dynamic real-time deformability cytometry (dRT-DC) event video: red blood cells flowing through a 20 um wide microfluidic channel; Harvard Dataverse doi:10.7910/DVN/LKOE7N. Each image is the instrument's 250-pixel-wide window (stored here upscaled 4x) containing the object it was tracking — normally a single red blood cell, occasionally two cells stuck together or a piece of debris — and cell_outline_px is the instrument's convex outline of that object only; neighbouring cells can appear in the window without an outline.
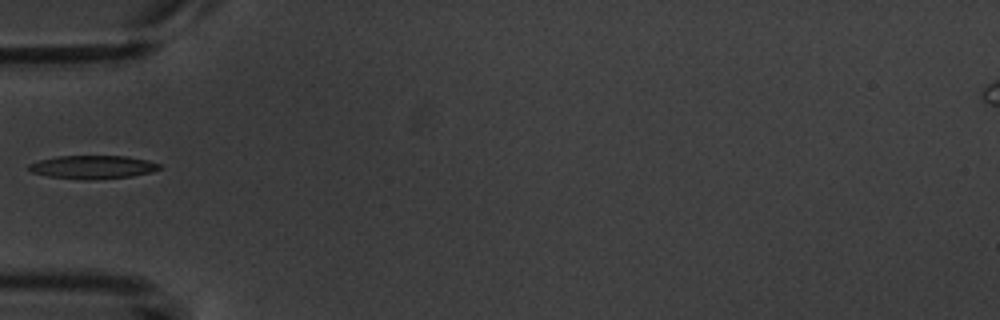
{"species": "common noctule bat (a hibernating species)", "species_latin": "Nyctalus noctula", "temperature_condition": "warm", "stored_images_in_passage": 5, "camera_frame_rate_fps": 3000, "um_per_image_px": 0.085, "animal": {"sex": "male", "body_mass_g": 20.1, "forearm_length_mm": 53.5}, "frame": {"image": 1, "passage_image": 5, "time_ms": 5.333, "image_size_px": [1000, 320], "cell_outline_px": [[160, 168], [148, 172], [132, 176], [88, 180], [80, 180], [48, 176], [32, 172], [28, 168], [28, 164], [40, 160], [56, 156], [128, 156], [148, 160], [160, 164]], "centroid_in_image_um": [7.85, 14.2], "position_along_channel_um": 77.2, "area_um2": 17.69}}